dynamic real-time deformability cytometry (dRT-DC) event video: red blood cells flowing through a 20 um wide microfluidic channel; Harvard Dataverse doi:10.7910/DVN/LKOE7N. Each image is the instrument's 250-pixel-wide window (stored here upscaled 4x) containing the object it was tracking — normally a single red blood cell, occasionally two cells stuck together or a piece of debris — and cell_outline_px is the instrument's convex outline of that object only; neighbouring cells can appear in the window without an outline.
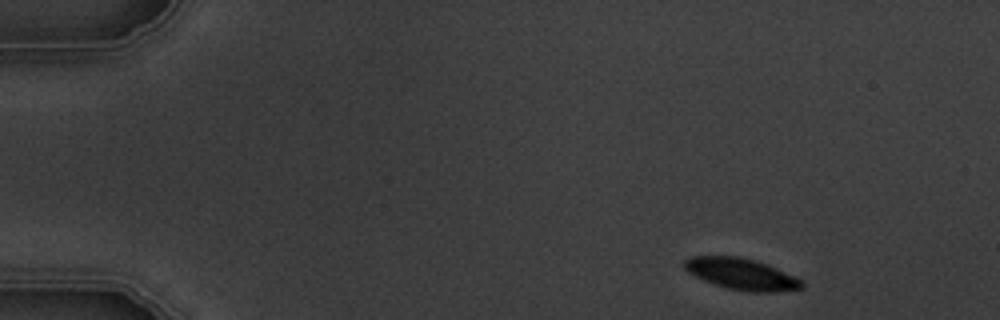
{"species": "common noctule bat (a hibernating species)", "species_latin": "Nyctalus noctula", "temperature_condition": "warm", "stored_images_in_passage": 4, "camera_frame_rate_fps": 3000, "um_per_image_px": 0.085, "animal": {"sex": "male", "body_mass_g": 19.5, "forearm_length_mm": 54.6}, "frame": {"image": 1, "passage_image": 1, "time_ms": 0.0, "image_size_px": [1000, 320], "cell_outline_px": [[804, 288], [776, 292], [748, 292], [724, 288], [704, 280], [688, 272], [684, 268], [684, 260], [688, 256], [740, 256], [776, 268], [800, 280], [804, 284]], "centroid_in_image_um": [62.98, 23.3], "position_along_channel_um": 22.0, "area_um2": 21.33}}
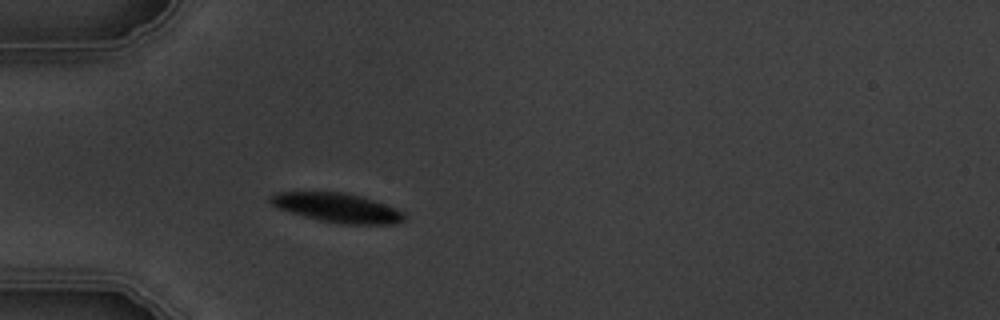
{"frame": {"image": 2, "passage_image": 4, "time_ms": 3.333, "image_size_px": [1000, 320], "cell_outline_px": [[404, 220], [392, 224], [340, 224], [320, 220], [304, 216], [280, 208], [272, 204], [268, 200], [268, 196], [276, 192], [340, 192], [360, 196], [396, 208], [404, 212]], "centroid_in_image_um": [28.65, 17.66], "position_along_channel_um": 56.3, "area_um2": 22.48}}